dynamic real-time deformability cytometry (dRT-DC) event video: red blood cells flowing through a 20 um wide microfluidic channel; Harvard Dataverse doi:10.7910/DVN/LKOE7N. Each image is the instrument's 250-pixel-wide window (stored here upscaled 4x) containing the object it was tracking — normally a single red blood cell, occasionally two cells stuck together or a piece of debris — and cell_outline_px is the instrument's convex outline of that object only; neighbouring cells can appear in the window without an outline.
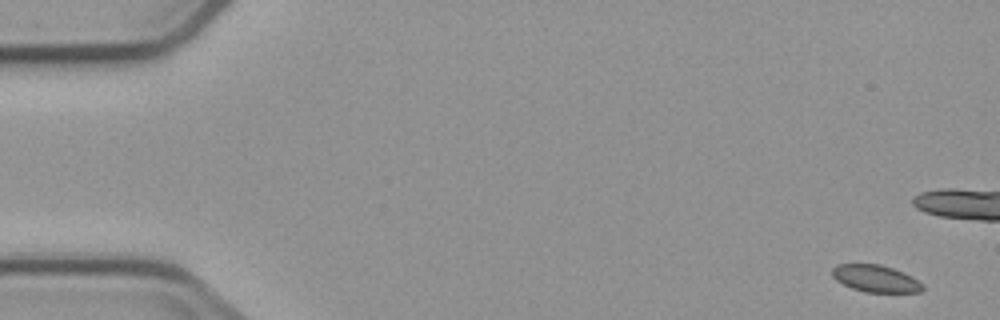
{"species": "common noctule bat (a hibernating species)", "species_latin": "Nyctalus noctula", "temperature_condition": "cold", "stored_images_in_passage": 5, "camera_frame_rate_fps": 3000, "um_per_image_px": 0.085, "animal": {"sex": "male", "body_mass_g": 23.1, "forearm_length_mm": 52.7}, "frame": {"image": 1, "passage_image": 1, "time_ms": 0.0, "image_size_px": [1000, 320], "cell_outline_px": [[924, 288], [920, 292], [864, 292], [852, 288], [836, 280], [832, 276], [832, 268], [836, 264], [880, 264], [904, 272], [912, 276], [924, 284]], "centroid_in_image_um": [74.44, 23.67], "position_along_channel_um": 10.6, "area_um2": 14.33}}